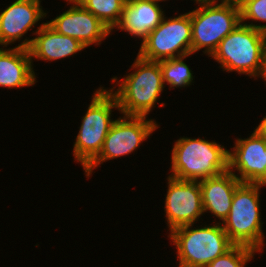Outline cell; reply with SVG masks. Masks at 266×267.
<instances>
[{"label":"cell","mask_w":266,"mask_h":267,"mask_svg":"<svg viewBox=\"0 0 266 267\" xmlns=\"http://www.w3.org/2000/svg\"><path fill=\"white\" fill-rule=\"evenodd\" d=\"M160 126L153 119L137 116H120L113 122L104 140L99 155L83 170L85 176L92 175L94 168L103 162L133 153L143 141Z\"/></svg>","instance_id":"obj_9"},{"label":"cell","mask_w":266,"mask_h":267,"mask_svg":"<svg viewBox=\"0 0 266 267\" xmlns=\"http://www.w3.org/2000/svg\"><path fill=\"white\" fill-rule=\"evenodd\" d=\"M130 70L133 72L124 75L122 81L113 76L112 84L118 85V88L113 86L109 91L117 100L119 113L124 116L148 117L165 88L160 61H148L137 54Z\"/></svg>","instance_id":"obj_1"},{"label":"cell","mask_w":266,"mask_h":267,"mask_svg":"<svg viewBox=\"0 0 266 267\" xmlns=\"http://www.w3.org/2000/svg\"><path fill=\"white\" fill-rule=\"evenodd\" d=\"M188 56L166 59L160 61L164 86L170 89L185 88L192 84L195 78L191 68L184 62Z\"/></svg>","instance_id":"obj_19"},{"label":"cell","mask_w":266,"mask_h":267,"mask_svg":"<svg viewBox=\"0 0 266 267\" xmlns=\"http://www.w3.org/2000/svg\"><path fill=\"white\" fill-rule=\"evenodd\" d=\"M262 79L266 82V51H265V67H264V73H263Z\"/></svg>","instance_id":"obj_24"},{"label":"cell","mask_w":266,"mask_h":267,"mask_svg":"<svg viewBox=\"0 0 266 267\" xmlns=\"http://www.w3.org/2000/svg\"><path fill=\"white\" fill-rule=\"evenodd\" d=\"M235 3L240 7L242 24L266 33V24H260L266 23V0L235 1ZM249 20L251 23H246Z\"/></svg>","instance_id":"obj_20"},{"label":"cell","mask_w":266,"mask_h":267,"mask_svg":"<svg viewBox=\"0 0 266 267\" xmlns=\"http://www.w3.org/2000/svg\"><path fill=\"white\" fill-rule=\"evenodd\" d=\"M166 18L140 42L141 58L159 62L192 55L190 13Z\"/></svg>","instance_id":"obj_8"},{"label":"cell","mask_w":266,"mask_h":267,"mask_svg":"<svg viewBox=\"0 0 266 267\" xmlns=\"http://www.w3.org/2000/svg\"><path fill=\"white\" fill-rule=\"evenodd\" d=\"M254 131L266 141V116L263 117L259 125L255 127Z\"/></svg>","instance_id":"obj_22"},{"label":"cell","mask_w":266,"mask_h":267,"mask_svg":"<svg viewBox=\"0 0 266 267\" xmlns=\"http://www.w3.org/2000/svg\"><path fill=\"white\" fill-rule=\"evenodd\" d=\"M196 2V4H211V3H223V2H227L230 0H191Z\"/></svg>","instance_id":"obj_23"},{"label":"cell","mask_w":266,"mask_h":267,"mask_svg":"<svg viewBox=\"0 0 266 267\" xmlns=\"http://www.w3.org/2000/svg\"><path fill=\"white\" fill-rule=\"evenodd\" d=\"M99 87L92 96L91 103L81 119L79 132L73 145V156L83 170L99 155L104 140L112 126V112L118 109L115 96L108 88Z\"/></svg>","instance_id":"obj_6"},{"label":"cell","mask_w":266,"mask_h":267,"mask_svg":"<svg viewBox=\"0 0 266 267\" xmlns=\"http://www.w3.org/2000/svg\"><path fill=\"white\" fill-rule=\"evenodd\" d=\"M266 33L240 23L219 43L211 58L228 73L262 78L265 67Z\"/></svg>","instance_id":"obj_3"},{"label":"cell","mask_w":266,"mask_h":267,"mask_svg":"<svg viewBox=\"0 0 266 267\" xmlns=\"http://www.w3.org/2000/svg\"><path fill=\"white\" fill-rule=\"evenodd\" d=\"M199 183L204 213H211L212 217H217L223 223L231 209L234 192L241 182L228 169Z\"/></svg>","instance_id":"obj_16"},{"label":"cell","mask_w":266,"mask_h":267,"mask_svg":"<svg viewBox=\"0 0 266 267\" xmlns=\"http://www.w3.org/2000/svg\"><path fill=\"white\" fill-rule=\"evenodd\" d=\"M189 13L192 55L204 49L202 52L211 57L221 40L241 23L240 7L234 0L199 4Z\"/></svg>","instance_id":"obj_7"},{"label":"cell","mask_w":266,"mask_h":267,"mask_svg":"<svg viewBox=\"0 0 266 267\" xmlns=\"http://www.w3.org/2000/svg\"><path fill=\"white\" fill-rule=\"evenodd\" d=\"M171 153V174L177 179L201 181L228 170L229 149L203 138L180 137Z\"/></svg>","instance_id":"obj_2"},{"label":"cell","mask_w":266,"mask_h":267,"mask_svg":"<svg viewBox=\"0 0 266 267\" xmlns=\"http://www.w3.org/2000/svg\"><path fill=\"white\" fill-rule=\"evenodd\" d=\"M160 1L129 0L124 6L120 23L116 31L122 30L135 38L144 40L165 17Z\"/></svg>","instance_id":"obj_15"},{"label":"cell","mask_w":266,"mask_h":267,"mask_svg":"<svg viewBox=\"0 0 266 267\" xmlns=\"http://www.w3.org/2000/svg\"><path fill=\"white\" fill-rule=\"evenodd\" d=\"M66 1L67 5L71 4L70 8L46 22L58 33L79 40L87 48L101 45L112 33L109 28L77 0Z\"/></svg>","instance_id":"obj_11"},{"label":"cell","mask_w":266,"mask_h":267,"mask_svg":"<svg viewBox=\"0 0 266 267\" xmlns=\"http://www.w3.org/2000/svg\"><path fill=\"white\" fill-rule=\"evenodd\" d=\"M28 49L0 48V87L7 89L32 87L37 82Z\"/></svg>","instance_id":"obj_17"},{"label":"cell","mask_w":266,"mask_h":267,"mask_svg":"<svg viewBox=\"0 0 266 267\" xmlns=\"http://www.w3.org/2000/svg\"><path fill=\"white\" fill-rule=\"evenodd\" d=\"M264 186L241 183L234 192L229 214L221 223L234 245H243L258 252H262L265 246L260 211V190Z\"/></svg>","instance_id":"obj_4"},{"label":"cell","mask_w":266,"mask_h":267,"mask_svg":"<svg viewBox=\"0 0 266 267\" xmlns=\"http://www.w3.org/2000/svg\"><path fill=\"white\" fill-rule=\"evenodd\" d=\"M167 184L164 212L169 233L178 227L196 224L204 214L199 181L181 180L168 175Z\"/></svg>","instance_id":"obj_10"},{"label":"cell","mask_w":266,"mask_h":267,"mask_svg":"<svg viewBox=\"0 0 266 267\" xmlns=\"http://www.w3.org/2000/svg\"><path fill=\"white\" fill-rule=\"evenodd\" d=\"M257 250L243 246L233 245L227 252L210 262L206 267H245L251 262Z\"/></svg>","instance_id":"obj_21"},{"label":"cell","mask_w":266,"mask_h":267,"mask_svg":"<svg viewBox=\"0 0 266 267\" xmlns=\"http://www.w3.org/2000/svg\"><path fill=\"white\" fill-rule=\"evenodd\" d=\"M234 145L229 150L228 169L241 183L266 185L265 140L253 131L247 138L235 139Z\"/></svg>","instance_id":"obj_12"},{"label":"cell","mask_w":266,"mask_h":267,"mask_svg":"<svg viewBox=\"0 0 266 267\" xmlns=\"http://www.w3.org/2000/svg\"><path fill=\"white\" fill-rule=\"evenodd\" d=\"M112 32L120 23L125 0H77Z\"/></svg>","instance_id":"obj_18"},{"label":"cell","mask_w":266,"mask_h":267,"mask_svg":"<svg viewBox=\"0 0 266 267\" xmlns=\"http://www.w3.org/2000/svg\"><path fill=\"white\" fill-rule=\"evenodd\" d=\"M32 34H36V37L21 40V43L15 46L29 50L32 64L33 59L48 62L73 57L77 52L87 48L79 40L58 33L46 22Z\"/></svg>","instance_id":"obj_13"},{"label":"cell","mask_w":266,"mask_h":267,"mask_svg":"<svg viewBox=\"0 0 266 267\" xmlns=\"http://www.w3.org/2000/svg\"><path fill=\"white\" fill-rule=\"evenodd\" d=\"M46 16L41 0H15L0 12V46L5 48L19 42Z\"/></svg>","instance_id":"obj_14"},{"label":"cell","mask_w":266,"mask_h":267,"mask_svg":"<svg viewBox=\"0 0 266 267\" xmlns=\"http://www.w3.org/2000/svg\"><path fill=\"white\" fill-rule=\"evenodd\" d=\"M213 225H185L174 229L168 238L176 247L179 266L206 267L210 262L227 252L234 244L219 222Z\"/></svg>","instance_id":"obj_5"}]
</instances>
